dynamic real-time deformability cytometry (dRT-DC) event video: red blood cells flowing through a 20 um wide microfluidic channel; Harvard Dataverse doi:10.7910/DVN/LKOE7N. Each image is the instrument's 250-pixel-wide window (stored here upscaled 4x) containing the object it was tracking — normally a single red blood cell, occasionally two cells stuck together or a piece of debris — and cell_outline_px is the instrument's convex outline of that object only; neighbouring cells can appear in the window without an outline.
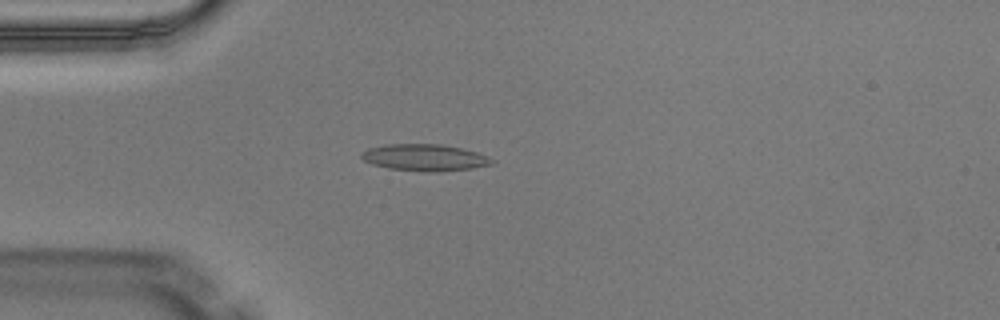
{"species": "Egyptian fruit bat (a non-hibernating species)", "species_latin": "Rousettus aegyptiacus", "temperature_condition": "warm", "stored_images_in_passage": 4, "camera_frame_rate_fps": 3000, "um_per_image_px": 0.085, "animal": {"sex": "male"}, "frame": {"image": 1, "passage_image": 4, "time_ms": 1.0, "image_size_px": [1000, 320], "cell_outline_px": [[492, 164], [472, 168], [440, 172], [432, 172], [388, 168], [372, 164], [364, 160], [360, 156], [360, 152], [368, 148], [388, 144], [440, 144], [460, 148], [476, 152], [492, 160]], "centroid_in_image_um": [36.03, 13.39], "position_along_channel_um": 49.0, "area_um2": 20.06}}